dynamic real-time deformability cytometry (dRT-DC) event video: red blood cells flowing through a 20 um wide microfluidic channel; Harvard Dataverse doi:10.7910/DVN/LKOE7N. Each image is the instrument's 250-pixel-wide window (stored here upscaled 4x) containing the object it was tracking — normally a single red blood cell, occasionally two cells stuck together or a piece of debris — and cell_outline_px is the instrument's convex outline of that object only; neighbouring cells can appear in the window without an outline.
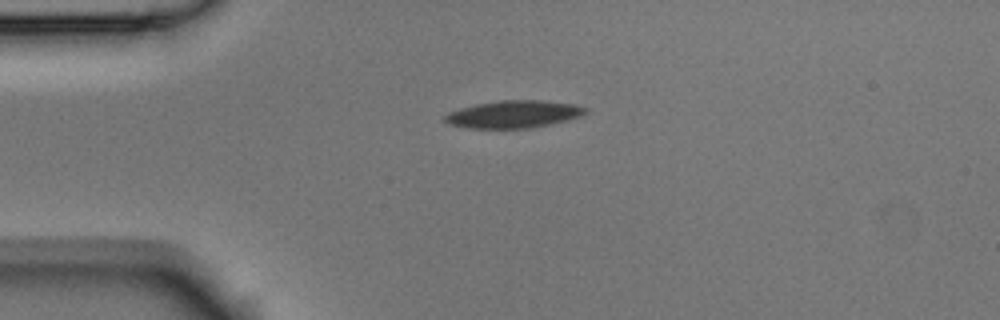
{"species": "Egyptian fruit bat (a non-hibernating species)", "species_latin": "Rousettus aegyptiacus", "temperature_condition": "room temperature", "stored_images_in_passage": 2, "camera_frame_rate_fps": 3000, "um_per_image_px": 0.085, "animal": {"sex": "male"}, "frame": {"image": 1, "passage_image": 1, "time_ms": 0.0, "image_size_px": [1000, 320], "cell_outline_px": [[588, 112], [580, 116], [568, 120], [528, 128], [468, 128], [448, 124], [444, 120], [444, 116], [448, 112], [460, 108], [476, 104], [500, 100], [540, 100], [572, 104], [588, 108]], "centroid_in_image_um": [43.64, 9.7], "position_along_channel_um": 41.4, "area_um2": 22.37}}